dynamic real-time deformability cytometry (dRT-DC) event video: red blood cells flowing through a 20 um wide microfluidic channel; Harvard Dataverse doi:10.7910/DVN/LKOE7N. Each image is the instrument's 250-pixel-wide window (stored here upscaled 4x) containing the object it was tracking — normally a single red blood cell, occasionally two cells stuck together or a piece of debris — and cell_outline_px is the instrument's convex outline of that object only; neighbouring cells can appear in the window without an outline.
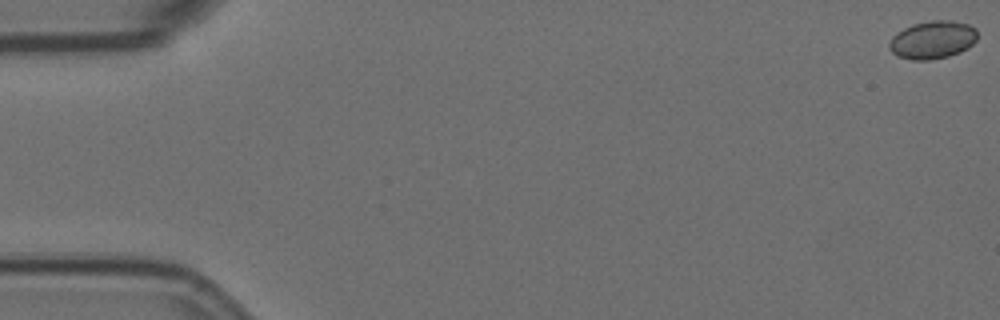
{"species": "Egyptian fruit bat (a non-hibernating species)", "species_latin": "Rousettus aegyptiacus", "temperature_condition": "room temperature", "stored_images_in_passage": 48, "camera_frame_rate_fps": 3000, "um_per_image_px": 0.085, "animal": {"sex": "female"}, "frame": {"image": 1, "passage_image": 1, "time_ms": 0.0, "image_size_px": [1000, 320], "cell_outline_px": [[976, 40], [968, 48], [960, 52], [948, 56], [928, 60], [912, 60], [896, 56], [888, 48], [888, 44], [892, 36], [896, 32], [912, 24], [932, 20], [952, 20], [968, 24], [976, 28]], "centroid_in_image_um": [79.24, 3.38], "position_along_channel_um": 5.8, "area_um2": 19.65}}
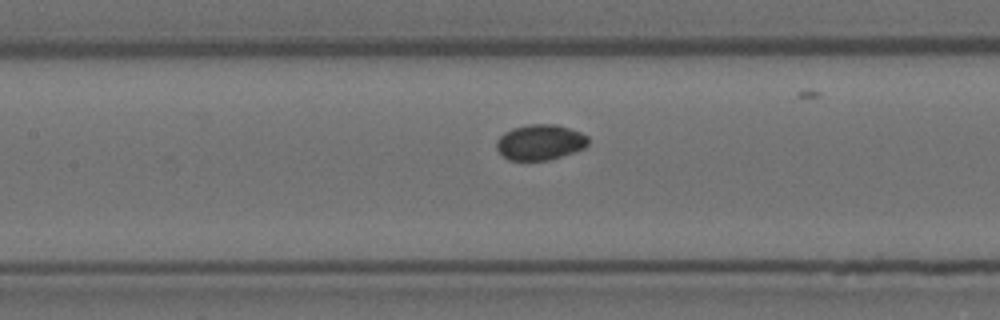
{"frame": {"image": 2, "passage_image": 27, "time_ms": 8.667, "image_size_px": [1000, 320], "cell_outline_px": [[588, 144], [584, 148], [576, 152], [548, 160], [508, 160], [496, 148], [496, 140], [504, 132], [512, 128], [528, 124], [556, 124], [580, 132], [588, 136]], "centroid_in_image_um": [45.91, 12.09], "position_along_channel_um": 161.5, "area_um2": 19.07}}
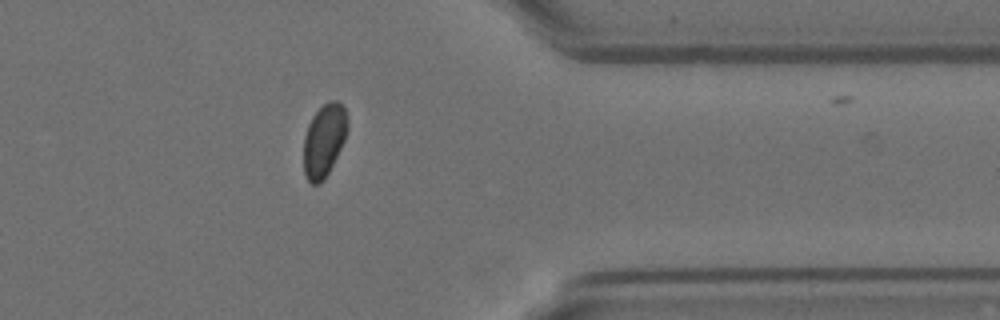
{"frame": {"image": 3, "passage_image": 47, "time_ms": 15.333, "image_size_px": [1000, 320], "cell_outline_px": [[348, 128], [344, 140], [324, 180], [320, 184], [312, 184], [308, 180], [304, 172], [304, 136], [308, 124], [312, 116], [328, 100], [336, 100], [344, 104], [348, 120]], "centroid_in_image_um": [27.55, 11.89], "position_along_channel_um": 383.8, "area_um2": 18.61}}